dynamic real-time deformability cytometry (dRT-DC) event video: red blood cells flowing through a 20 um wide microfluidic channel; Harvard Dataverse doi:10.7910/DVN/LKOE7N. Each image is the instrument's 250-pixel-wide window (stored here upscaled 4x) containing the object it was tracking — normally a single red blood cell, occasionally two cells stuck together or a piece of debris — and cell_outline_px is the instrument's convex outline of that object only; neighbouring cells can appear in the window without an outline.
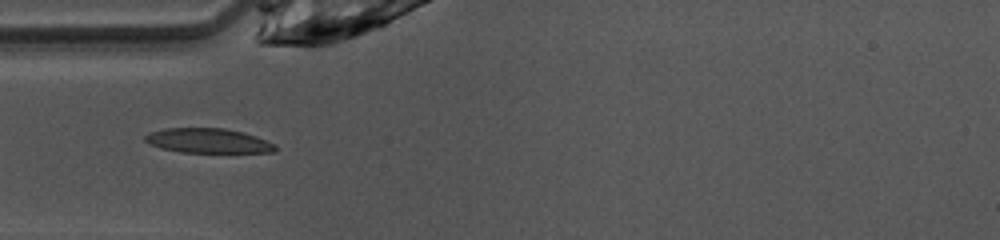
{"species": "common noctule bat (a hibernating species)", "species_latin": "Nyctalus noctula", "temperature_condition": "warm", "stored_images_in_passage": 35, "camera_frame_rate_fps": 3000, "um_per_image_px": 0.085, "animal": {"sex": "female", "body_mass_g": 10.0, "forearm_length_mm": 53.1}, "frame": {"image": 1, "passage_image": 1, "time_ms": 0.0, "image_size_px": [1000, 240], "cell_outline_px": [[276, 152], [180, 152], [160, 148], [148, 144], [144, 140], [144, 136], [152, 132], [164, 128], [224, 128], [244, 132], [256, 136], [276, 144]], "centroid_in_image_um": [17.68, 11.96], "position_along_channel_um": 67.3, "area_um2": 18.73}}
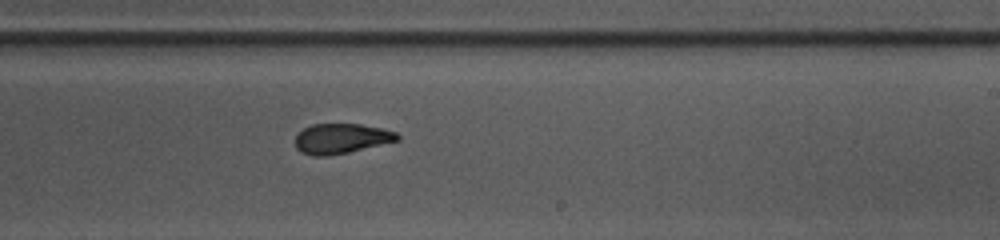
{"frame": {"image": 2, "passage_image": 15, "time_ms": 4.667, "image_size_px": [1000, 240], "cell_outline_px": [[400, 140], [348, 152], [328, 156], [312, 156], [300, 152], [296, 148], [296, 136], [304, 128], [312, 124], [360, 124], [384, 128], [396, 132], [400, 136]], "centroid_in_image_um": [29.02, 11.78], "position_along_channel_um": 260.0, "area_um2": 17.92}}
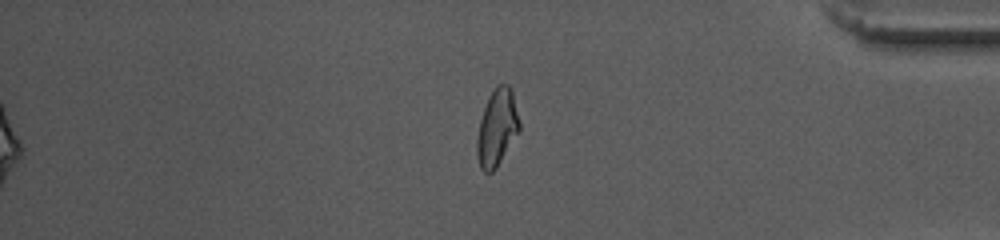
{"frame": {"image": 3, "passage_image": 27, "time_ms": 8.667, "image_size_px": [1000, 240], "cell_outline_px": [[520, 128], [496, 168], [492, 172], [484, 172], [480, 168], [476, 152], [476, 140], [480, 120], [488, 96], [496, 84], [508, 84], [512, 88], [520, 124]], "centroid_in_image_um": [42.23, 10.82], "position_along_channel_um": 393.0, "area_um2": 18.96}}